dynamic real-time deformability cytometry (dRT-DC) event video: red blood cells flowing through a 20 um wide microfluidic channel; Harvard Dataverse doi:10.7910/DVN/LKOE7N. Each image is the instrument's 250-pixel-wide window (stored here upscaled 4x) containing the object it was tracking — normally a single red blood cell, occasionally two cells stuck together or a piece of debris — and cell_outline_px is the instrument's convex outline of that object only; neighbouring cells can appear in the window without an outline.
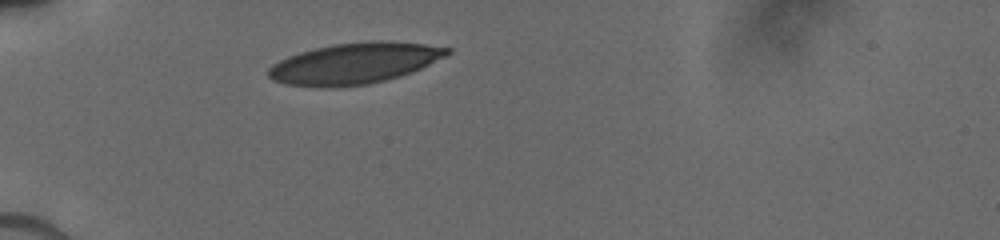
{"species": "human", "species_latin": "Homo sapiens", "temperature_condition": "cold", "stored_images_in_passage": 26, "camera_frame_rate_fps": 3000, "um_per_image_px": 0.085, "donor": {"sex": "male"}, "frame": {"image": 1, "passage_image": 1, "time_ms": 0.0, "image_size_px": [1000, 240], "cell_outline_px": [[452, 52], [412, 72], [400, 76], [368, 84], [336, 88], [316, 88], [288, 84], [272, 80], [268, 76], [268, 68], [272, 64], [288, 56], [300, 52], [316, 48], [336, 44], [368, 40], [392, 40], [424, 44], [452, 48]], "centroid_in_image_um": [30.11, 5.39], "position_along_channel_um": 54.9, "area_um2": 42.95}}
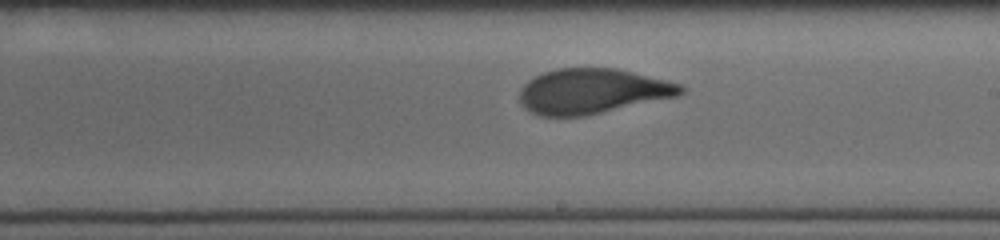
{"frame": {"image": 2, "passage_image": 15, "time_ms": 5.0, "image_size_px": [1000, 240], "cell_outline_px": [[688, 88], [684, 92], [676, 96], [584, 116], [540, 116], [524, 108], [520, 104], [520, 88], [528, 80], [544, 72], [556, 68], [616, 68], [668, 80], [680, 84]], "centroid_in_image_um": [50.33, 7.75], "position_along_channel_um": 238.7, "area_um2": 42.31}}
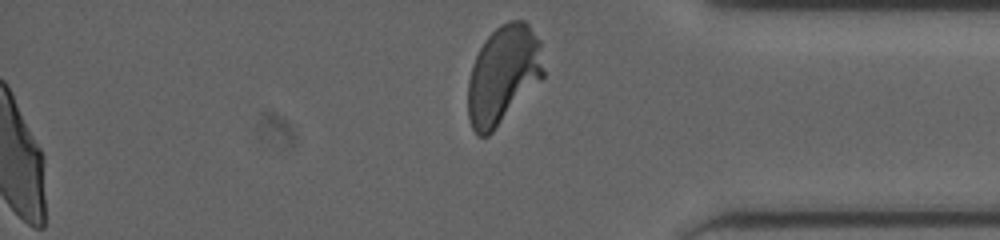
{"frame": {"image": 3, "passage_image": 26, "time_ms": 9.0, "image_size_px": [1000, 240], "cell_outline_px": [[544, 76], [492, 132], [488, 136], [476, 136], [472, 128], [468, 116], [468, 80], [472, 64], [484, 40], [500, 24], [508, 20], [524, 20], [528, 24], [540, 40], [544, 72]], "centroid_in_image_um": [42.76, 6.34], "position_along_channel_um": 392.4, "area_um2": 43.18}}